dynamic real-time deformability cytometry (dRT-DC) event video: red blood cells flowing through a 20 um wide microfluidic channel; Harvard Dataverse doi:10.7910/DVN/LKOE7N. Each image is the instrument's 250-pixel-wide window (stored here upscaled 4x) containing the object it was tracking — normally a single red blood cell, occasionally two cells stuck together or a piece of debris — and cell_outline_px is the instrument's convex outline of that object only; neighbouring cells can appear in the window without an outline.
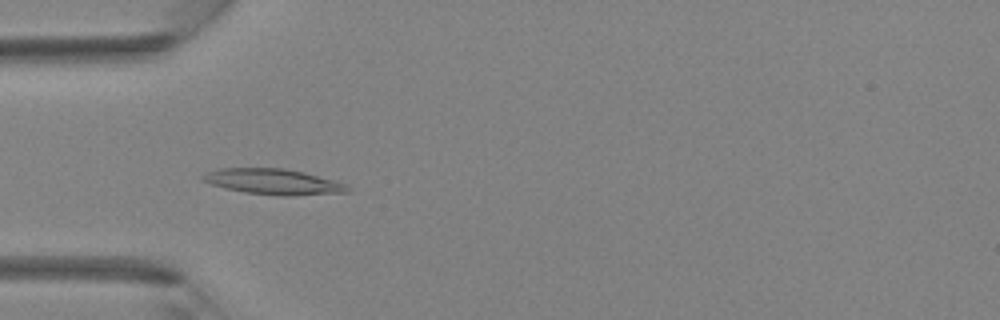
{"species": "Egyptian fruit bat (a non-hibernating species)", "species_latin": "Rousettus aegyptiacus", "temperature_condition": "room temperature", "stored_images_in_passage": 41, "camera_frame_rate_fps": 3000, "um_per_image_px": 0.085, "animal": {"sex": "female"}, "frame": {"image": 1, "passage_image": 12, "time_ms": 3.667, "image_size_px": [1000, 320], "cell_outline_px": [[352, 188], [348, 192], [288, 196], [276, 196], [244, 192], [224, 188], [200, 180], [200, 176], [208, 172], [220, 168], [284, 168], [304, 172], [336, 180]], "centroid_in_image_um": [23.23, 15.45], "position_along_channel_um": 61.8, "area_um2": 21.79}}
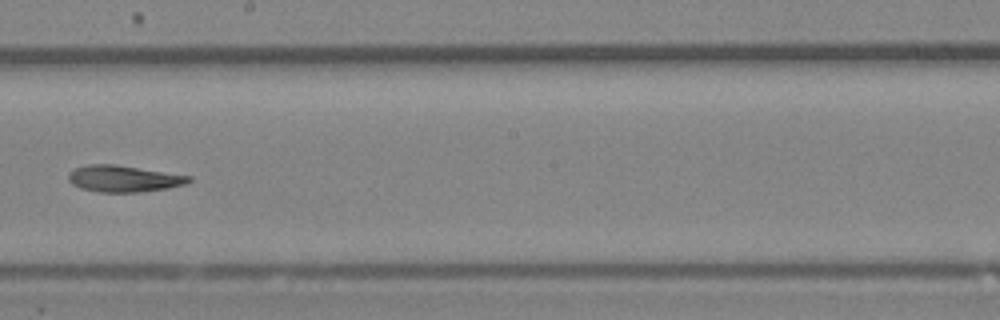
{"frame": {"image": 2, "passage_image": 23, "time_ms": 7.333, "image_size_px": [1000, 320], "cell_outline_px": [[192, 180], [184, 184], [168, 188], [140, 192], [100, 192], [80, 188], [72, 184], [68, 180], [68, 172], [76, 168], [88, 164], [116, 164], [192, 176]], "centroid_in_image_um": [10.5, 15.18], "position_along_channel_um": 237.7, "area_um2": 18.67}}
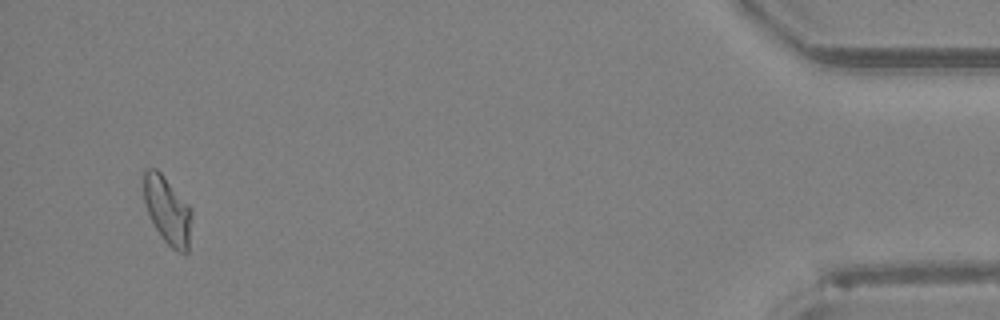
{"frame": {"image": 3, "passage_image": 39, "time_ms": 12.667, "image_size_px": [1000, 320], "cell_outline_px": [[192, 216], [188, 252], [176, 252], [160, 236], [148, 212], [144, 200], [144, 168], [156, 168], [164, 176], [192, 208]], "centroid_in_image_um": [14.25, 17.88], "position_along_channel_um": 420.9, "area_um2": 18.84}}